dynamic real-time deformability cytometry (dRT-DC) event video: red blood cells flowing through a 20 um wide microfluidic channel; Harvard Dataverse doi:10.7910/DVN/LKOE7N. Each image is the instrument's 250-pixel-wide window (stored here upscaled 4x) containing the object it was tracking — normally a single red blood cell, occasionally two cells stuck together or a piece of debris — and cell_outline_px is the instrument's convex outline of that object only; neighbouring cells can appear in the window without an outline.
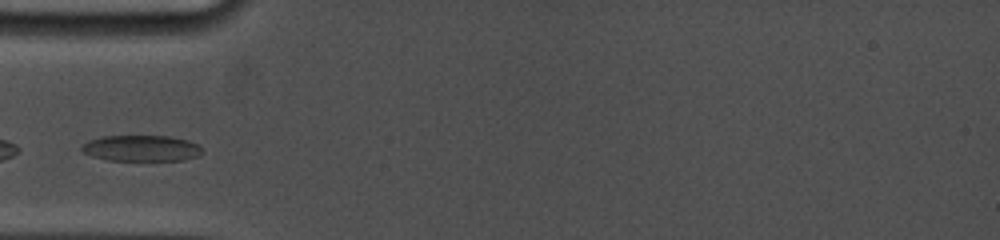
{"species": "common noctule bat (a hibernating species)", "species_latin": "Nyctalus noctula", "temperature_condition": "cold", "stored_images_in_passage": 7, "camera_frame_rate_fps": 5000, "um_per_image_px": 0.085, "animal": {"sex": "female", "body_mass_g": 19.0, "forearm_length_mm": 53.3}, "frame": {"image": 1, "passage_image": 1, "time_ms": 0.0, "image_size_px": [1000, 240], "cell_outline_px": [[204, 152], [200, 156], [184, 160], [108, 160], [92, 156], [84, 152], [80, 148], [88, 140], [104, 136], [172, 136], [188, 140], [196, 144]], "centroid_in_image_um": [12.05, 12.6], "position_along_channel_um": 73.0, "area_um2": 18.26}}